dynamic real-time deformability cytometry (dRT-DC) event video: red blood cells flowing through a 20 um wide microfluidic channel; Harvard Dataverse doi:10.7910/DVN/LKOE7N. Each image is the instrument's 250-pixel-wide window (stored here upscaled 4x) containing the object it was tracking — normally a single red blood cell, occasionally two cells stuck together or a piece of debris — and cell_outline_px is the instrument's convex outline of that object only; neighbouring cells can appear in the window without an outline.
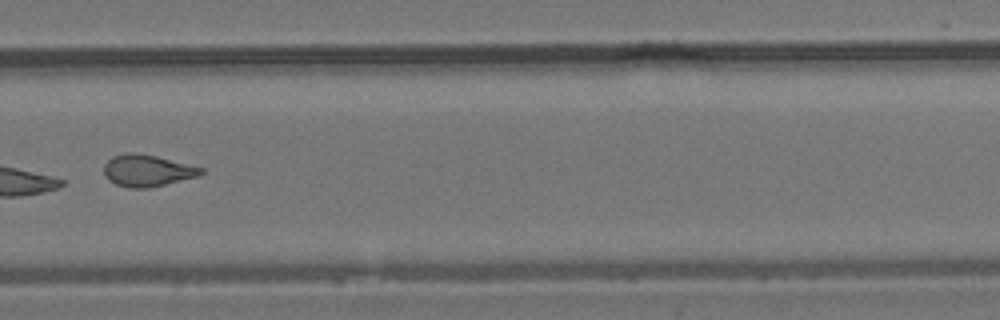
{"species": "common noctule bat (a hibernating species)", "species_latin": "Nyctalus noctula", "temperature_condition": "room temperature", "stored_images_in_passage": 15, "camera_frame_rate_fps": 3000, "um_per_image_px": 0.085, "animal": {"sex": "male", "body_mass_g": 19.2, "forearm_length_mm": 51.8}, "frame": {"image": 1, "passage_image": 11, "time_ms": 11.667, "image_size_px": [1000, 320], "cell_outline_px": [[204, 172], [200, 176], [148, 188], [128, 188], [116, 184], [108, 180], [104, 172], [104, 164], [112, 156], [124, 152], [136, 152], [156, 156], [204, 168]], "centroid_in_image_um": [12.51, 14.49], "position_along_channel_um": 317.3, "area_um2": 18.09}}